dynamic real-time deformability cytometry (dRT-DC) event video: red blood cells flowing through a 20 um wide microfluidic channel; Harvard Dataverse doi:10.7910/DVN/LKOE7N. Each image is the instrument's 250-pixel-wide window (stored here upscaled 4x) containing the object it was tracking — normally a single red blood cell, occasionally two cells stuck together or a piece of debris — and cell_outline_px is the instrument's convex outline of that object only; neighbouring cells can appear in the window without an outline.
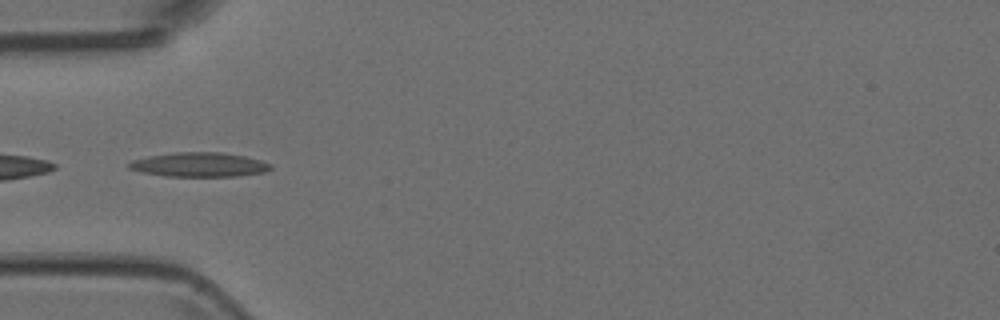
{"species": "Egyptian fruit bat (a non-hibernating species)", "species_latin": "Rousettus aegyptiacus", "temperature_condition": "room temperature", "stored_images_in_passage": 7, "camera_frame_rate_fps": 3000, "um_per_image_px": 0.085, "animal": {"sex": "female"}, "frame": {"image": 1, "passage_image": 3, "time_ms": 0.667, "image_size_px": [1000, 320], "cell_outline_px": [[272, 168], [264, 172], [236, 176], [168, 176], [144, 172], [128, 168], [128, 164], [132, 160], [148, 156], [172, 152], [224, 152], [244, 156], [260, 160], [272, 164]], "centroid_in_image_um": [16.95, 13.98], "position_along_channel_um": 68.0, "area_um2": 20.0}}
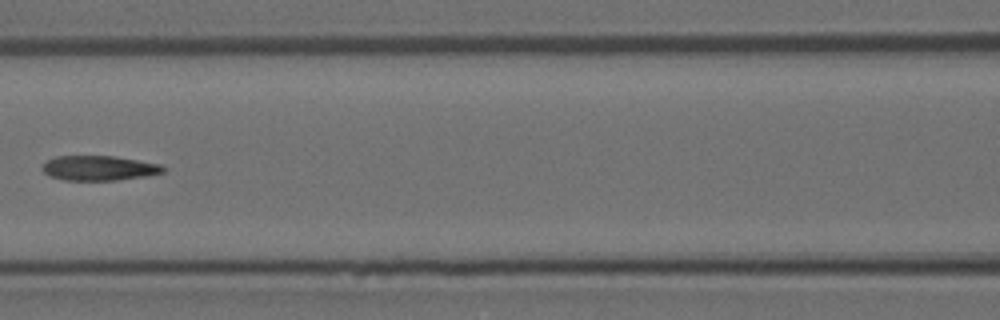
{"frame": {"image": 2, "passage_image": 5, "time_ms": 1.333, "image_size_px": [1000, 320], "cell_outline_px": [[164, 172], [148, 176], [116, 180], [64, 180], [48, 176], [40, 168], [48, 160], [56, 156], [116, 156], [160, 164], [164, 168]], "centroid_in_image_um": [8.4, 14.29], "position_along_channel_um": 158.2, "area_um2": 17.51}}
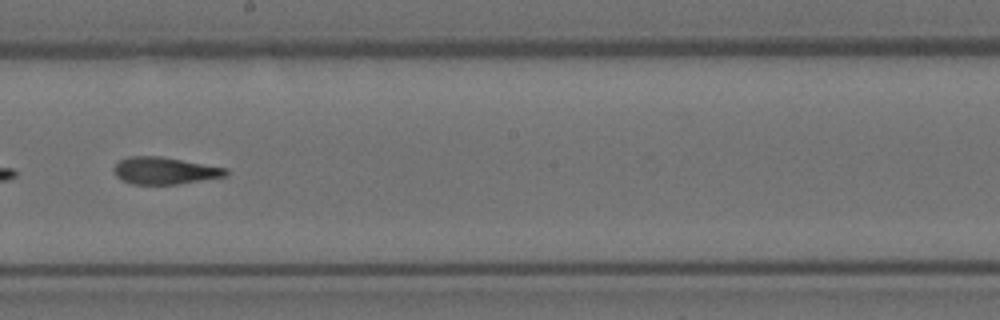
{"frame": {"image": 3, "passage_image": 7, "time_ms": 2.0, "image_size_px": [1000, 320], "cell_outline_px": [[228, 176], [176, 184], [132, 184], [120, 180], [116, 176], [112, 168], [120, 160], [128, 156], [160, 156], [228, 168]], "centroid_in_image_um": [13.98, 14.51], "position_along_channel_um": 234.2, "area_um2": 17.74}}